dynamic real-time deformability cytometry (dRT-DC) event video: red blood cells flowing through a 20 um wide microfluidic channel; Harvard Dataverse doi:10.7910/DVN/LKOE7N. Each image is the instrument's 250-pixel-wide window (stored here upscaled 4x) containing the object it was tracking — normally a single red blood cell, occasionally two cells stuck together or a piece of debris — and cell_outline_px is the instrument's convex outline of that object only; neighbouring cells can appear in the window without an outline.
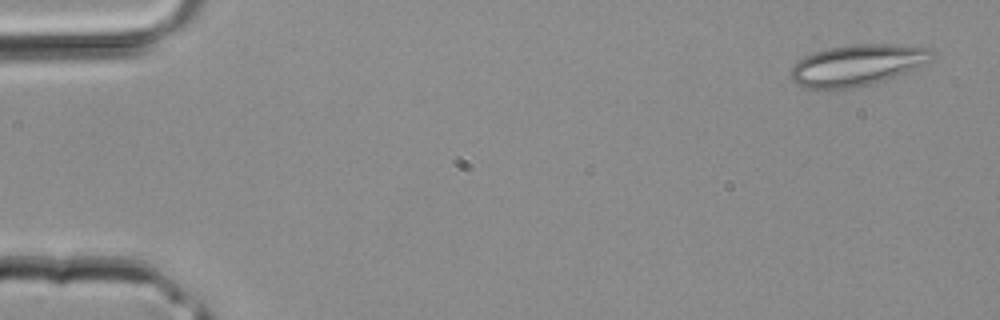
{"species": "common noctule bat (a hibernating species)", "species_latin": "Nyctalus noctula", "temperature_condition": "room temperature", "stored_images_in_passage": 39, "camera_frame_rate_fps": 3000, "um_per_image_px": 0.085, "animal": {"sex": "male", "body_mass_g": 20.4}, "frame": {"image": 1, "passage_image": 2, "time_ms": 0.333, "image_size_px": [1000, 320], "cell_outline_px": [[936, 56], [932, 60], [908, 72], [884, 80], [852, 88], [804, 88], [796, 84], [788, 76], [788, 72], [804, 56], [828, 48], [852, 44], [888, 44], [932, 48]], "centroid_in_image_um": [72.89, 5.53], "position_along_channel_um": 12.1, "area_um2": 33.87}}
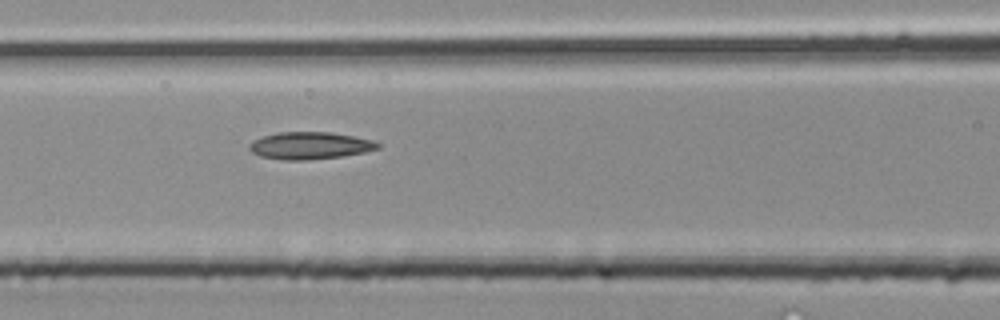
{"frame": {"image": 2, "passage_image": 17, "time_ms": 5.333, "image_size_px": [1000, 320], "cell_outline_px": [[384, 144], [380, 148], [364, 152], [340, 156], [308, 160], [280, 160], [260, 156], [252, 152], [248, 148], [248, 144], [252, 140], [264, 136], [280, 132], [332, 132], [356, 136], [372, 140]], "centroid_in_image_um": [26.36, 12.37], "position_along_channel_um": 140.2, "area_um2": 20.58}}
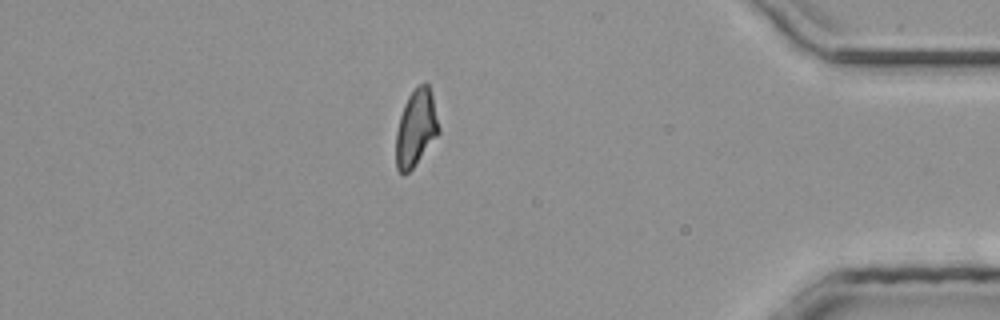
{"frame": {"image": 3, "passage_image": 34, "time_ms": 11.0, "image_size_px": [1000, 320], "cell_outline_px": [[440, 132], [412, 168], [404, 176], [396, 168], [396, 132], [400, 116], [404, 104], [408, 96], [424, 80], [428, 84], [432, 96], [440, 128]], "centroid_in_image_um": [35.35, 10.88], "position_along_channel_um": 399.9, "area_um2": 18.96}}